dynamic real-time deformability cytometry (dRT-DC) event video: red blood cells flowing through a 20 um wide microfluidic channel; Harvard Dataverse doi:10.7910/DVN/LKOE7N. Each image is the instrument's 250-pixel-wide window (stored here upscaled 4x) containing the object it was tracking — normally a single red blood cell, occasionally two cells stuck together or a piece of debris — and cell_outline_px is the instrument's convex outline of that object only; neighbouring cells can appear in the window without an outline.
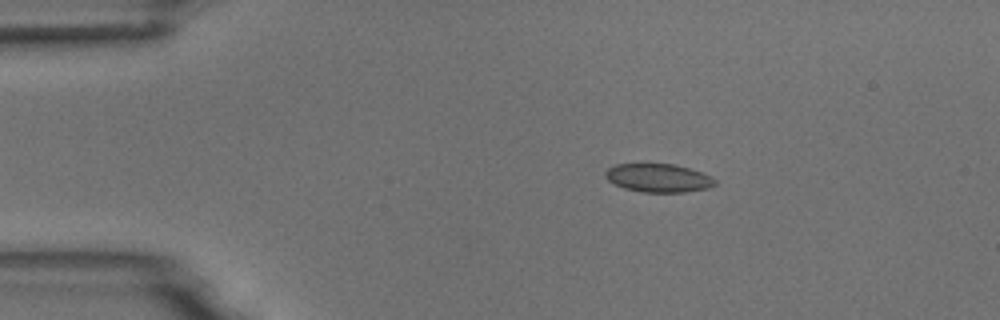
{"species": "common noctule bat (a hibernating species)", "species_latin": "Nyctalus noctula", "temperature_condition": "room temperature", "stored_images_in_passage": 4, "camera_frame_rate_fps": 3000, "um_per_image_px": 0.085, "animal": {"sex": "male", "body_mass_g": 18.8}, "frame": {"image": 1, "passage_image": 3, "time_ms": 2.333, "image_size_px": [1000, 320], "cell_outline_px": [[716, 184], [708, 188], [684, 192], [644, 192], [624, 188], [608, 180], [604, 176], [604, 172], [608, 168], [616, 164], [672, 164], [688, 168], [712, 176], [716, 180]], "centroid_in_image_um": [55.96, 15.12], "position_along_channel_um": 29.0, "area_um2": 18.03}}